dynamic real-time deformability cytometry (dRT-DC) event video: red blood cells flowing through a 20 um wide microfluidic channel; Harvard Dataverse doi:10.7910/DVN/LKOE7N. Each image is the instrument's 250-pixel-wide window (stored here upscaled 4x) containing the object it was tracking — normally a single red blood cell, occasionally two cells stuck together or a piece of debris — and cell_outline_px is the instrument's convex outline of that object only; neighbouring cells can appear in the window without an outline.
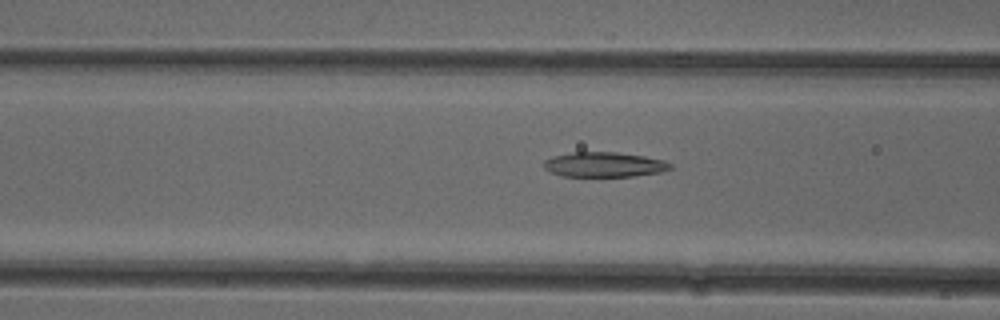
{"species": "common noctule bat (a hibernating species)", "species_latin": "Nyctalus noctula", "temperature_condition": "cold", "stored_images_in_passage": 45, "camera_frame_rate_fps": 3000, "um_per_image_px": 0.085, "animal": {"sex": "female"}, "frame": {"image": 1, "passage_image": 14, "time_ms": 4.333, "image_size_px": [1000, 320], "cell_outline_px": [[672, 168], [660, 172], [632, 176], [560, 176], [544, 168], [544, 160], [552, 156], [572, 152], [616, 152], [644, 156], [664, 160], [672, 164]], "centroid_in_image_um": [51.35, 13.98], "position_along_channel_um": 115.3, "area_um2": 18.32}}
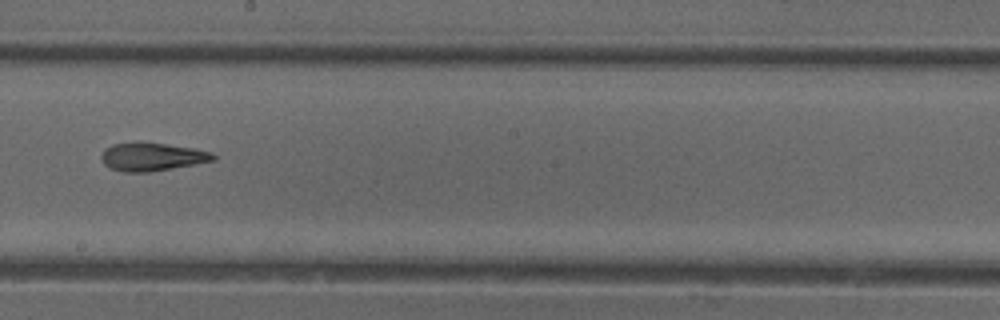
{"frame": {"image": 2, "passage_image": 23, "time_ms": 7.333, "image_size_px": [1000, 320], "cell_outline_px": [[216, 160], [196, 164], [148, 172], [124, 172], [112, 168], [104, 164], [100, 156], [104, 148], [112, 144], [136, 140], [196, 148], [212, 152], [216, 156]], "centroid_in_image_um": [12.91, 13.29], "position_along_channel_um": 235.3, "area_um2": 18.79}}
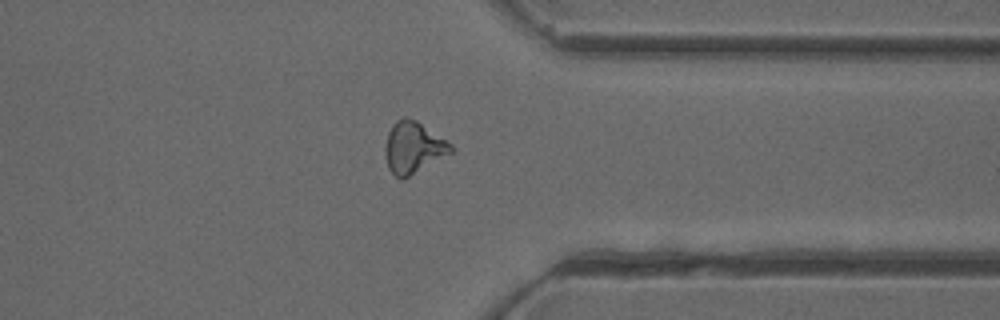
{"frame": {"image": 3, "passage_image": 34, "time_ms": 11.0, "image_size_px": [1000, 320], "cell_outline_px": [[456, 148], [452, 152], [404, 180], [400, 180], [388, 168], [384, 152], [384, 148], [388, 132], [392, 124], [396, 120], [404, 116], [408, 116], [416, 120], [452, 144]], "centroid_in_image_um": [35.12, 12.54], "position_along_channel_um": 376.3, "area_um2": 20.0}, "authors_computed_cell_mechanics": {"area_um2": 18.785, "velocity_mm_per_s": 3.9893, "shape_relaxation_time_tau1_ms": 9.827, "shape_relaxation_time_tau2_ms": 4.4556, "deformation_change_tau1": 0.2485, "deformation_change_tau2": 0.1541}}